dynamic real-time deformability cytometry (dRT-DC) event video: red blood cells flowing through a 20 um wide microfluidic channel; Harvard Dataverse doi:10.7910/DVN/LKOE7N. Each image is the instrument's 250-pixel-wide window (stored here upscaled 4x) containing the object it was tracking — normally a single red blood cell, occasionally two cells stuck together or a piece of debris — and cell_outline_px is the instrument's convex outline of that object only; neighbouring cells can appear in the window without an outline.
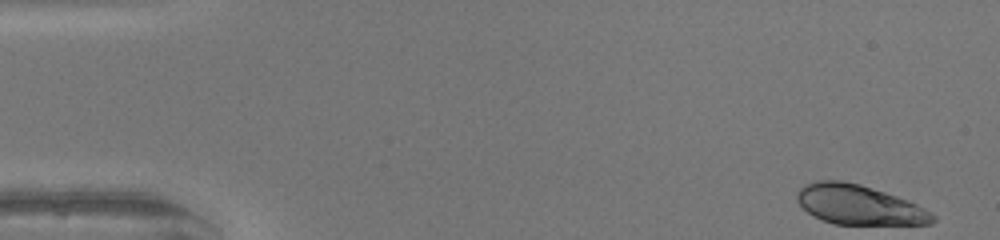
{"species": "human", "species_latin": "Homo sapiens", "temperature_condition": "warm", "stored_images_in_passage": 48, "camera_frame_rate_fps": 3000, "um_per_image_px": 0.085, "donor": {"sex": "female"}, "frame": {"image": 1, "passage_image": 1, "time_ms": 0.0, "image_size_px": [1000, 240], "cell_outline_px": [[936, 220], [932, 224], [836, 224], [812, 216], [796, 200], [796, 192], [804, 184], [816, 180], [840, 180], [860, 184], [908, 200], [932, 212], [936, 216]], "centroid_in_image_um": [73.01, 17.4], "position_along_channel_um": 12.0, "area_um2": 31.33}}
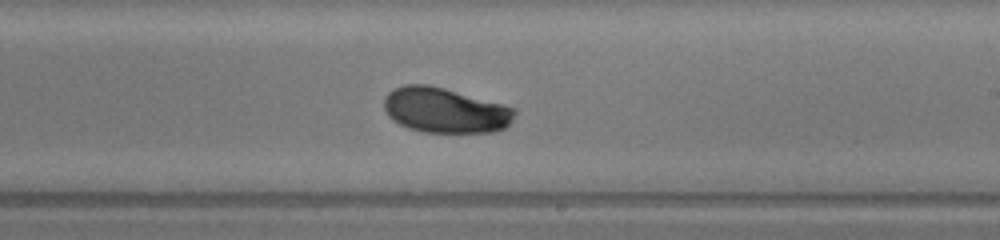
{"frame": {"image": 2, "passage_image": 28, "time_ms": 9.0, "image_size_px": [1000, 240], "cell_outline_px": [[516, 112], [512, 120], [504, 128], [492, 132], [424, 132], [408, 128], [392, 120], [388, 116], [384, 108], [384, 96], [392, 88], [404, 84], [428, 84], [444, 88], [504, 104], [516, 108]], "centroid_in_image_um": [37.8, 9.36], "position_along_channel_um": 251.2, "area_um2": 34.56}}
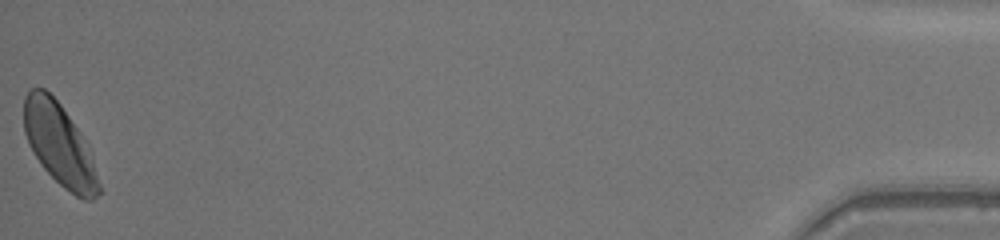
{"frame": {"image": 3, "passage_image": 48, "time_ms": 15.667, "image_size_px": [1000, 240], "cell_outline_px": [[100, 192], [92, 200], [84, 200], [76, 196], [64, 188], [40, 164], [28, 144], [24, 132], [24, 96], [32, 88], [44, 88], [60, 104], [80, 132], [88, 144], [92, 156], [100, 184]], "centroid_in_image_um": [5.06, 12.3], "position_along_channel_um": 430.1, "area_um2": 35.6}, "authors_computed_cell_mechanics": {"area_um2": 34.391, "velocity_mm_per_s": 4.2097, "shape_relaxation_time_tau1_ms": 2.5006, "shape_relaxation_time_tau2_ms": null, "deformation_change_tau1": 0.1194, "deformation_change_tau2": null}}